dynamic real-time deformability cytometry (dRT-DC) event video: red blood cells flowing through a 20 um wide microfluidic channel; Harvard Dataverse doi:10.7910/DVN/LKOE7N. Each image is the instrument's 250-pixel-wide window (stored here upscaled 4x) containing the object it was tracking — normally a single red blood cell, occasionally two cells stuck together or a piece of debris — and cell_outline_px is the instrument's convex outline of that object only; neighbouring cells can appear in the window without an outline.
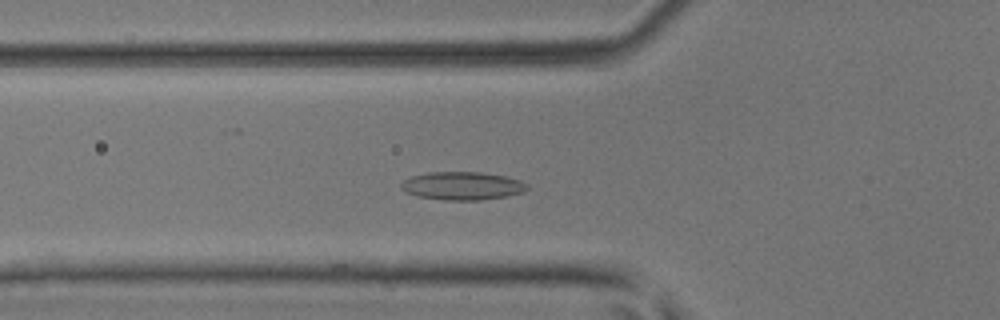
{"species": "common noctule bat (a hibernating species)", "species_latin": "Nyctalus noctula", "temperature_condition": "room temperature", "stored_images_in_passage": 46, "camera_frame_rate_fps": 3000, "um_per_image_px": 0.085, "animal": {"sex": "male", "body_mass_g": 17.9, "forearm_length_mm": 54.2}, "frame": {"image": 1, "passage_image": 14, "time_ms": 4.333, "image_size_px": [1000, 320], "cell_outline_px": [[528, 188], [524, 192], [508, 196], [480, 200], [444, 200], [416, 196], [400, 188], [400, 184], [404, 180], [412, 176], [428, 172], [480, 172], [504, 176], [520, 180], [528, 184]], "centroid_in_image_um": [39.31, 15.8], "position_along_channel_um": 86.5, "area_um2": 20.69}}
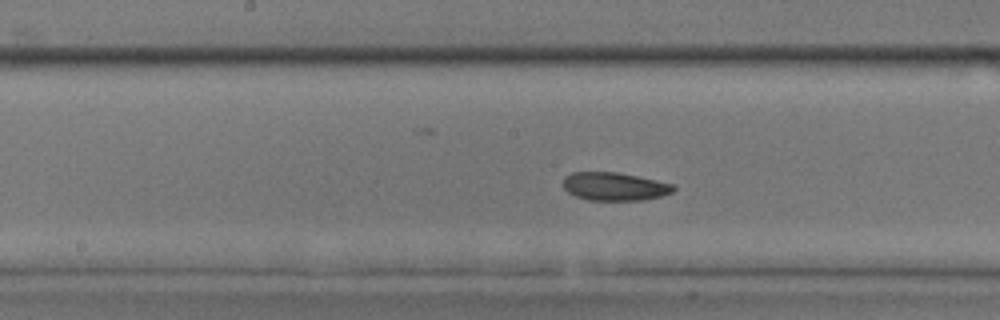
{"frame": {"image": 2, "passage_image": 22, "time_ms": 7.0, "image_size_px": [1000, 320], "cell_outline_px": [[676, 188], [672, 192], [660, 196], [644, 200], [588, 200], [576, 196], [568, 192], [564, 188], [564, 176], [572, 172], [616, 172], [656, 180], [672, 184]], "centroid_in_image_um": [52.22, 15.85], "position_along_channel_um": 196.0, "area_um2": 17.98}}
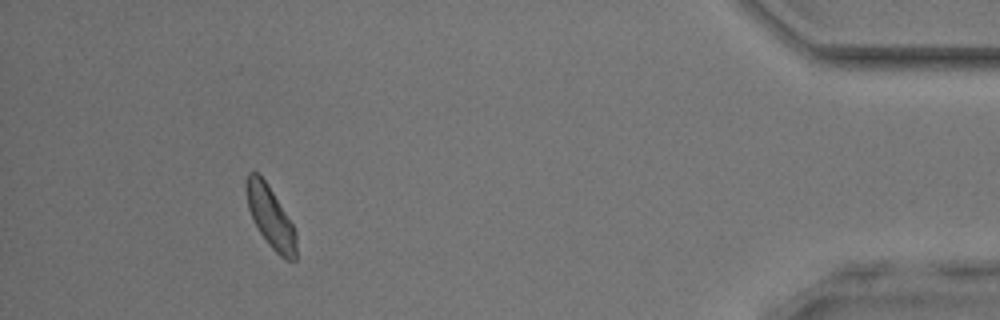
{"frame": {"image": 3, "passage_image": 42, "time_ms": 13.667, "image_size_px": [1000, 320], "cell_outline_px": [[296, 260], [284, 260], [268, 244], [260, 232], [248, 208], [244, 188], [244, 184], [248, 172], [256, 172], [268, 184], [292, 224], [296, 232]], "centroid_in_image_um": [22.97, 18.44], "position_along_channel_um": 412.2, "area_um2": 17.74}, "authors_computed_cell_mechanics": {"area_um2": 18.5827, "velocity_mm_per_s": 4.1143, "shape_relaxation_time_tau1_ms": 6.9677, "shape_relaxation_time_tau2_ms": 4.0554, "deformation_change_tau1": 0.1078, "deformation_change_tau2": 0.0898}}